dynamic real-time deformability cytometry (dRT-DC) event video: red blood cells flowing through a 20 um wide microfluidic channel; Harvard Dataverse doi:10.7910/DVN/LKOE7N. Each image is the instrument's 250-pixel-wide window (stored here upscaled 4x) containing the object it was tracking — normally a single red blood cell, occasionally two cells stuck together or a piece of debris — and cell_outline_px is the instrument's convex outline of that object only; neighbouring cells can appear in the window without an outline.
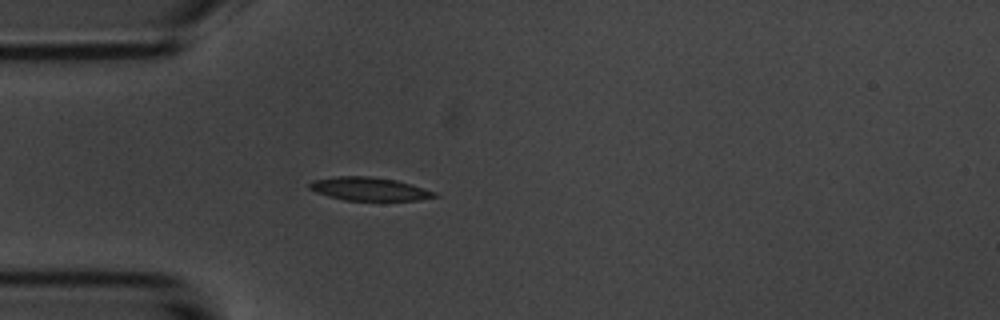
{"species": "common noctule bat (a hibernating species)", "species_latin": "Nyctalus noctula", "temperature_condition": "room temperature", "stored_images_in_passage": 2, "camera_frame_rate_fps": 3000, "um_per_image_px": 0.085, "animal": {"sex": "male", "body_mass_g": 20.1, "forearm_length_mm": 53.5}, "frame": {"image": 1, "passage_image": 2, "time_ms": 1.333, "image_size_px": [1000, 320], "cell_outline_px": [[440, 196], [420, 200], [344, 200], [328, 196], [316, 192], [308, 188], [308, 184], [312, 180], [336, 176], [368, 176], [396, 180], [436, 192]], "centroid_in_image_um": [31.36, 16.06], "position_along_channel_um": 53.6, "area_um2": 16.94}}